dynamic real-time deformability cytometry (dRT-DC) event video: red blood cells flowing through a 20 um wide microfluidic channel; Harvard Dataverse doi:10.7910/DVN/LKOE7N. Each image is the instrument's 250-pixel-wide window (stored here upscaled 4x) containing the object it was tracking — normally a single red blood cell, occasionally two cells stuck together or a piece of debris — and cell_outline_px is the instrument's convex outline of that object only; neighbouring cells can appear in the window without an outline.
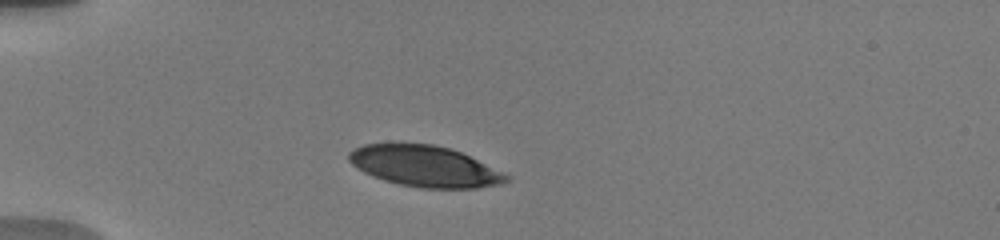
{"species": "human", "species_latin": "Homo sapiens", "temperature_condition": "warm", "stored_images_in_passage": 6, "camera_frame_rate_fps": 3000, "um_per_image_px": 0.085, "donor": {"sex": "male"}, "frame": {"image": 1, "passage_image": 1, "time_ms": 0.0, "image_size_px": [1000, 240], "cell_outline_px": [[512, 176], [508, 180], [500, 184], [476, 188], [420, 188], [400, 184], [384, 180], [364, 172], [352, 164], [348, 160], [348, 152], [364, 144], [432, 144], [448, 148], [460, 152], [504, 172]], "centroid_in_image_um": [36.12, 14.14], "position_along_channel_um": 48.9, "area_um2": 37.28}}
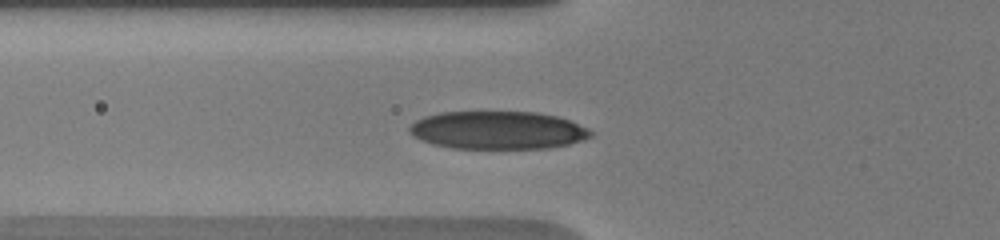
{"frame": {"image": 2, "passage_image": 5, "time_ms": 1.667, "image_size_px": [1000, 240], "cell_outline_px": [[596, 132], [592, 136], [584, 140], [568, 144], [548, 148], [452, 148], [432, 144], [420, 140], [412, 136], [408, 132], [408, 128], [416, 120], [424, 116], [440, 112], [536, 112], [556, 116], [568, 120], [588, 128]], "centroid_in_image_um": [42.3, 11.07], "position_along_channel_um": 83.5, "area_um2": 40.29}}